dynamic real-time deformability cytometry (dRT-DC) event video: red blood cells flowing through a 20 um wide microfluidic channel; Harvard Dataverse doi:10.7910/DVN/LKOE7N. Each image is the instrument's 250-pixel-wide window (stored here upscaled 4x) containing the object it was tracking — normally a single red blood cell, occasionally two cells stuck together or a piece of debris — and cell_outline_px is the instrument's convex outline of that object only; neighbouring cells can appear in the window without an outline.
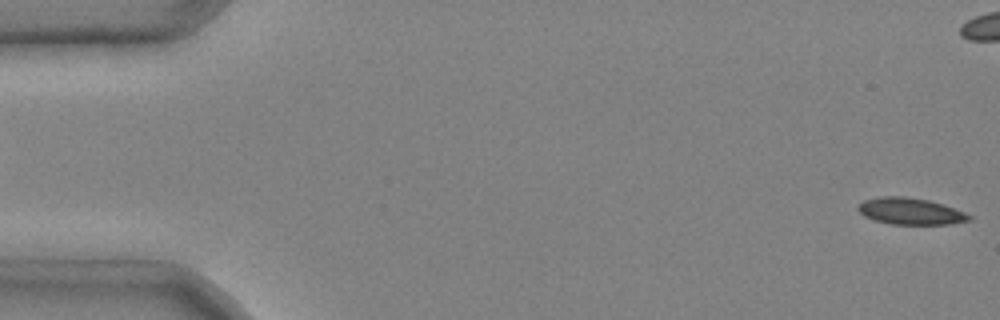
{"species": "common noctule bat (a hibernating species)", "species_latin": "Nyctalus noctula", "temperature_condition": "cold", "stored_images_in_passage": 4, "segment_of_instrument_passage": [2, 2], "camera_frame_rate_fps": 3000, "um_per_image_px": 0.085, "animal": {"sex": "male", "body_mass_g": 20.4}, "frame": {"image": 1, "passage_image": 4, "time_ms": 1.0, "image_size_px": [1000, 320], "cell_outline_px": [[972, 220], [948, 224], [892, 224], [876, 220], [864, 216], [856, 208], [864, 200], [880, 196], [904, 196], [928, 200], [944, 204], [964, 212], [972, 216]], "centroid_in_image_um": [77.4, 17.95], "position_along_channel_um": 7.6, "area_um2": 17.17}}